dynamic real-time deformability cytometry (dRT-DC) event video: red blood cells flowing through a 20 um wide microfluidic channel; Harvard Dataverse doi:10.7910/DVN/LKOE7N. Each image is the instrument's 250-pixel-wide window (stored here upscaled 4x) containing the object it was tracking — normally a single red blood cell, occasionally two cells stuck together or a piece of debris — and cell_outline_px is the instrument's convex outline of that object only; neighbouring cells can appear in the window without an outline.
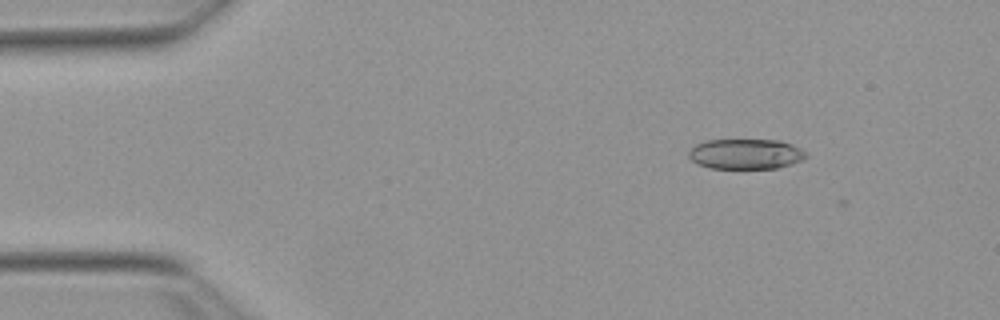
{"species": "Egyptian fruit bat (a non-hibernating species)", "species_latin": "Rousettus aegyptiacus", "temperature_condition": "warm", "stored_images_in_passage": 2, "camera_frame_rate_fps": 3000, "um_per_image_px": 0.085, "animal": {"sex": "female"}, "frame": {"image": 1, "passage_image": 1, "time_ms": 0.0, "image_size_px": [1000, 320], "cell_outline_px": [[808, 156], [800, 160], [776, 168], [708, 168], [692, 160], [688, 156], [688, 152], [696, 144], [704, 140], [780, 140], [792, 144], [808, 152]], "centroid_in_image_um": [63.39, 13.07], "position_along_channel_um": 21.6, "area_um2": 20.58}}